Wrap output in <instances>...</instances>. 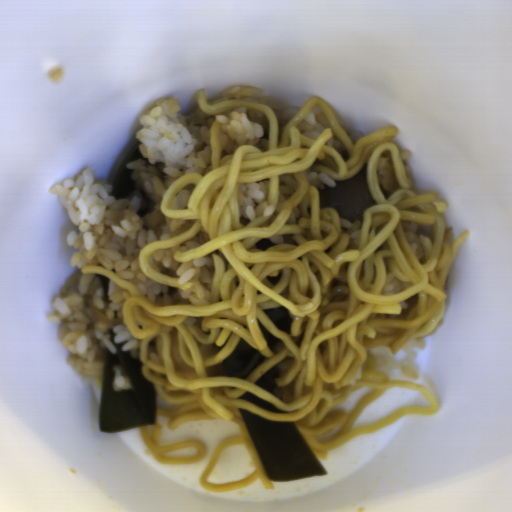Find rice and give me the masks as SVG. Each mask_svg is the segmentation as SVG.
I'll return each mask as SVG.
<instances>
[{"mask_svg":"<svg viewBox=\"0 0 512 512\" xmlns=\"http://www.w3.org/2000/svg\"><path fill=\"white\" fill-rule=\"evenodd\" d=\"M135 134L144 159L126 165L132 180L145 189L155 206L145 216L139 192L118 199L114 184L96 179L86 167L76 178L64 179L49 191L67 208L73 228L66 238L74 247L70 257L73 275L60 287L47 314L58 325L56 337L68 351L67 364L102 388L106 354L115 345L140 359L141 340L134 337L123 317L125 292L107 275L83 273L85 266L107 268L140 288L143 295L164 305H204L213 299L215 261L210 254L177 261L175 252L201 247L211 236L203 229L175 246L156 249L148 263L174 278L191 283L187 291L157 282L140 263L144 247L188 231L193 219H171L163 213L162 199L172 183L186 173L205 174L212 164V126L220 125V157L238 146L269 150L271 124L264 113L249 106L210 114L198 106L182 115L175 97L161 98L139 119ZM141 360V359H140Z\"/></svg>","mask_w":512,"mask_h":512,"instance_id":"rice-1","label":"rice"},{"mask_svg":"<svg viewBox=\"0 0 512 512\" xmlns=\"http://www.w3.org/2000/svg\"><path fill=\"white\" fill-rule=\"evenodd\" d=\"M424 334L413 337L405 342L399 350L392 354L386 346L370 348L368 354L374 359L373 368L384 372L390 380H417L420 370L416 363L414 349L424 350Z\"/></svg>","mask_w":512,"mask_h":512,"instance_id":"rice-2","label":"rice"},{"mask_svg":"<svg viewBox=\"0 0 512 512\" xmlns=\"http://www.w3.org/2000/svg\"><path fill=\"white\" fill-rule=\"evenodd\" d=\"M230 100H252L259 102L270 108L276 116L277 120V132H278V143L281 144L282 138L286 128L299 114V109L291 107L286 102L265 98L263 91L256 86H240L233 87L217 98L209 102L211 106L219 102L230 101Z\"/></svg>","mask_w":512,"mask_h":512,"instance_id":"rice-3","label":"rice"},{"mask_svg":"<svg viewBox=\"0 0 512 512\" xmlns=\"http://www.w3.org/2000/svg\"><path fill=\"white\" fill-rule=\"evenodd\" d=\"M269 194V179L240 183L236 196L239 216L255 220L257 215L274 214L275 208L268 202Z\"/></svg>","mask_w":512,"mask_h":512,"instance_id":"rice-4","label":"rice"},{"mask_svg":"<svg viewBox=\"0 0 512 512\" xmlns=\"http://www.w3.org/2000/svg\"><path fill=\"white\" fill-rule=\"evenodd\" d=\"M330 127L329 119L325 115L321 105L317 103L310 107L307 114L297 124L299 133L313 140H316Z\"/></svg>","mask_w":512,"mask_h":512,"instance_id":"rice-5","label":"rice"},{"mask_svg":"<svg viewBox=\"0 0 512 512\" xmlns=\"http://www.w3.org/2000/svg\"><path fill=\"white\" fill-rule=\"evenodd\" d=\"M401 228L404 232L406 240L417 259H422L424 250L421 243V237L431 238L432 234L427 226L416 224L408 221H401Z\"/></svg>","mask_w":512,"mask_h":512,"instance_id":"rice-6","label":"rice"},{"mask_svg":"<svg viewBox=\"0 0 512 512\" xmlns=\"http://www.w3.org/2000/svg\"><path fill=\"white\" fill-rule=\"evenodd\" d=\"M303 175L306 182L316 187L317 190L323 189L324 187H335L336 185L334 178L313 166L304 170Z\"/></svg>","mask_w":512,"mask_h":512,"instance_id":"rice-7","label":"rice"},{"mask_svg":"<svg viewBox=\"0 0 512 512\" xmlns=\"http://www.w3.org/2000/svg\"><path fill=\"white\" fill-rule=\"evenodd\" d=\"M341 224V231L348 235V245L350 247L358 246L363 219L348 220L344 217H338Z\"/></svg>","mask_w":512,"mask_h":512,"instance_id":"rice-8","label":"rice"},{"mask_svg":"<svg viewBox=\"0 0 512 512\" xmlns=\"http://www.w3.org/2000/svg\"><path fill=\"white\" fill-rule=\"evenodd\" d=\"M132 384L129 377L122 373L119 365H115L113 368V384L112 388L114 392H119L126 389H131Z\"/></svg>","mask_w":512,"mask_h":512,"instance_id":"rice-9","label":"rice"}]
</instances>
